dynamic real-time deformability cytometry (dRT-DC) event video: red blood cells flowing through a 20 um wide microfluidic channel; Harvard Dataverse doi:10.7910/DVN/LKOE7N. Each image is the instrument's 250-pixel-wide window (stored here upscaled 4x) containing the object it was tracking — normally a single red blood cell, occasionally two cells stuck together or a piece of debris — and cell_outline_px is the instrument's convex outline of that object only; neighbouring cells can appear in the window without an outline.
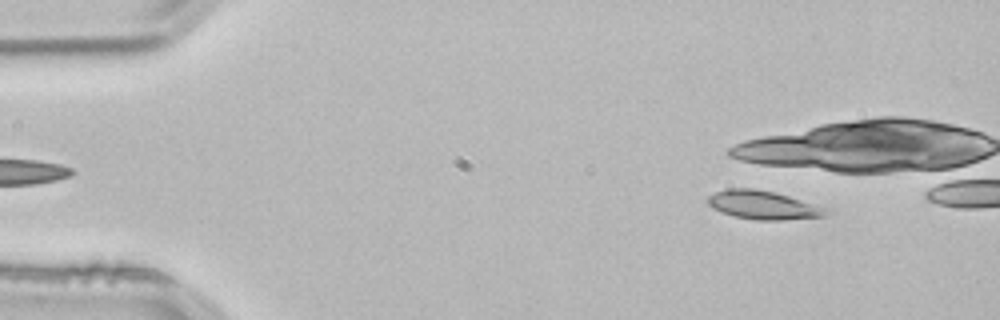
{"species": "common noctule bat (a hibernating species)", "species_latin": "Nyctalus noctula", "temperature_condition": "room temperature", "stored_images_in_passage": 8, "camera_frame_rate_fps": 3000, "um_per_image_px": 0.085, "animal": {"sex": "male", "body_mass_g": 21.5, "forearm_length_mm": 52.0}, "frame": {"image": 1, "passage_image": 5, "time_ms": 1.333, "image_size_px": [1000, 320], "cell_outline_px": [[832, 212], [824, 216], [784, 220], [756, 220], [732, 216], [712, 208], [708, 204], [708, 196], [716, 192], [728, 188], [752, 188], [772, 192], [788, 196], [832, 208]], "centroid_in_image_um": [64.93, 17.44], "position_along_channel_um": 20.1, "area_um2": 19.88}}